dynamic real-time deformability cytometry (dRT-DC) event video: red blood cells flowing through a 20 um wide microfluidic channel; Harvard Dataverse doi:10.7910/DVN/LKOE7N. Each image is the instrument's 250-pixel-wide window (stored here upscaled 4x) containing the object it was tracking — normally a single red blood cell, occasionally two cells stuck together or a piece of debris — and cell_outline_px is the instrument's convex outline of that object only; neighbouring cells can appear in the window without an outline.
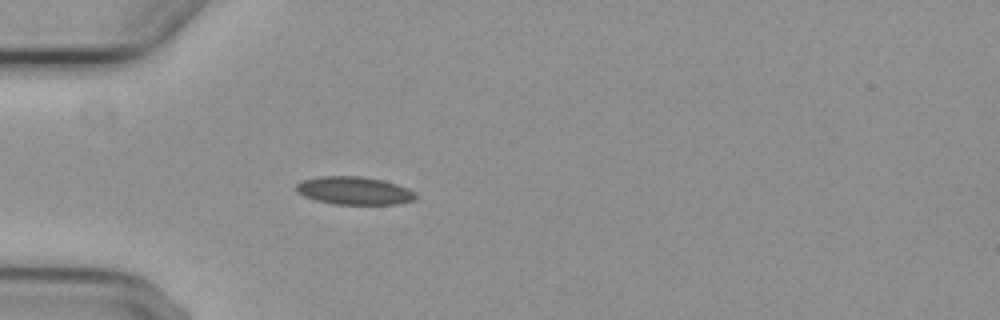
{"species": "common noctule bat (a hibernating species)", "species_latin": "Nyctalus noctula", "temperature_condition": "cold", "stored_images_in_passage": 3, "camera_frame_rate_fps": 3000, "um_per_image_px": 0.085, "animal": {"sex": "female", "body_mass_g": 29.2, "forearm_length_mm": 56.3}, "frame": {"image": 1, "passage_image": 3, "time_ms": 3.333, "image_size_px": [1000, 320], "cell_outline_px": [[416, 196], [412, 200], [400, 204], [332, 204], [316, 200], [304, 196], [296, 192], [296, 184], [300, 180], [320, 176], [360, 176], [380, 180], [396, 184], [408, 188], [416, 192]], "centroid_in_image_um": [30.07, 16.2], "position_along_channel_um": 54.9, "area_um2": 19.48}}